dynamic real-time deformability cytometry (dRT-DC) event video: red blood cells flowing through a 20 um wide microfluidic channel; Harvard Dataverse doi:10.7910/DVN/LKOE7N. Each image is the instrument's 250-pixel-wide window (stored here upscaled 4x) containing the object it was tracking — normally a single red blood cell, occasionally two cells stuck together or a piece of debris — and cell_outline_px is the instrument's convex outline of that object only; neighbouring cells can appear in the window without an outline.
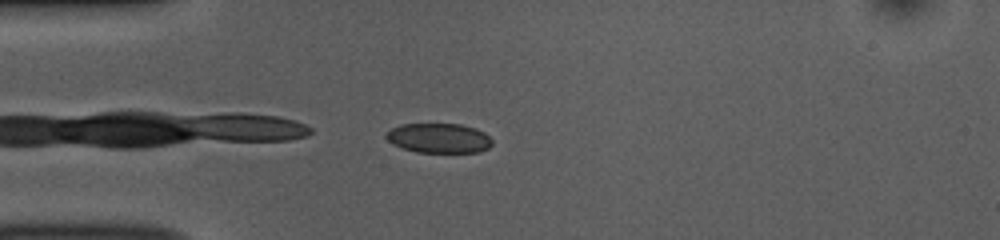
{"species": "common noctule bat (a hibernating species)", "species_latin": "Nyctalus noctula", "temperature_condition": "room temperature", "stored_images_in_passage": 39, "camera_frame_rate_fps": 3000, "um_per_image_px": 0.085, "animal": {"sex": "female", "body_mass_g": 10.0, "forearm_length_mm": 53.1}, "frame": {"image": 1, "passage_image": 1, "time_ms": 0.0, "image_size_px": [1000, 240], "cell_outline_px": [[492, 144], [488, 148], [480, 152], [416, 152], [404, 148], [388, 140], [384, 136], [392, 128], [400, 124], [460, 124], [476, 128], [484, 132], [492, 140]], "centroid_in_image_um": [37.34, 11.73], "position_along_channel_um": 47.7, "area_um2": 18.21}}
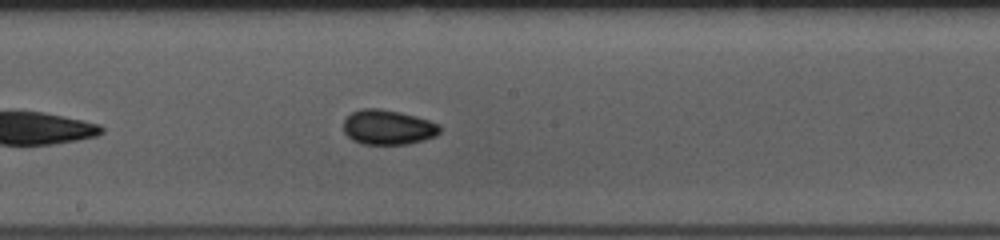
{"frame": {"image": 2, "passage_image": 15, "time_ms": 4.667, "image_size_px": [1000, 240], "cell_outline_px": [[440, 132], [436, 136], [424, 140], [408, 144], [360, 144], [352, 140], [344, 132], [344, 120], [352, 112], [360, 108], [380, 108], [400, 112], [416, 116], [440, 124]], "centroid_in_image_um": [32.98, 10.81], "position_along_channel_um": 215.2, "area_um2": 19.71}}
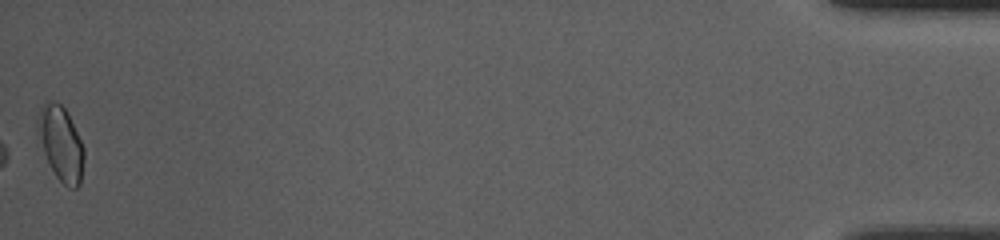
{"frame": {"image": 3, "passage_image": 39, "time_ms": 12.667, "image_size_px": [1000, 240], "cell_outline_px": [[84, 160], [80, 184], [76, 188], [68, 188], [56, 176], [44, 152], [36, 132], [36, 120], [40, 108], [44, 100], [56, 100], [64, 108], [84, 148]], "centroid_in_image_um": [5.14, 12.16], "position_along_channel_um": 430.1, "area_um2": 19.94}, "authors_computed_cell_mechanics": {"area_um2": 18.3804, "velocity_mm_per_s": 3.8705, "shape_relaxation_time_tau1_ms": 3.0705, "shape_relaxation_time_tau2_ms": 3.4216, "deformation_change_tau1": 0.0873, "deformation_change_tau2": 0.0646}}